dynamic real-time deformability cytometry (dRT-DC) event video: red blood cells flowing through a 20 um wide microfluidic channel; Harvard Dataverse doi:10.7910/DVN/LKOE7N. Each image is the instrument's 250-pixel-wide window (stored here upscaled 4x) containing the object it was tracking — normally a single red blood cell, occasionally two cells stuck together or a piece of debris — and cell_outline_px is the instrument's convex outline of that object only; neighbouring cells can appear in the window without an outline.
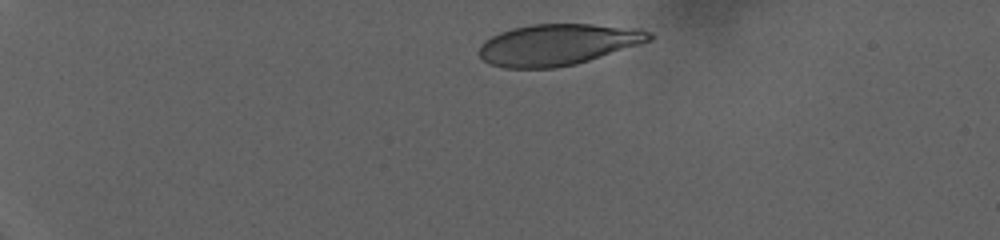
{"species": "human", "species_latin": "Homo sapiens", "temperature_condition": "warm", "stored_images_in_passage": 50, "camera_frame_rate_fps": 3000, "um_per_image_px": 0.085, "donor": {"sex": "female"}, "frame": {"image": 1, "passage_image": 1, "time_ms": 0.0, "image_size_px": [1000, 240], "cell_outline_px": [[652, 40], [640, 44], [576, 64], [556, 68], [504, 68], [488, 64], [480, 56], [480, 48], [484, 40], [500, 32], [512, 28], [532, 24], [592, 24], [640, 28], [652, 32]], "centroid_in_image_um": [47.42, 3.79], "position_along_channel_um": 37.6, "area_um2": 40.98}}
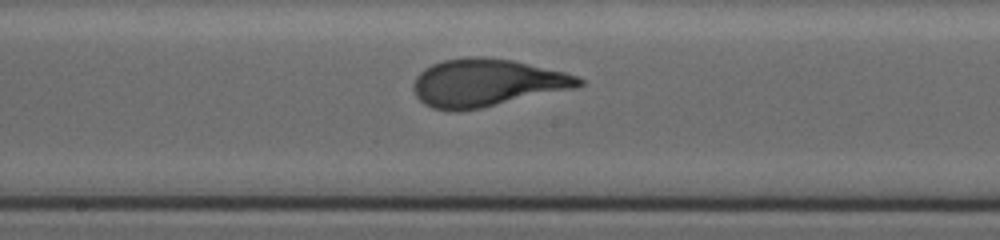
{"frame": {"image": 2, "passage_image": 29, "time_ms": 9.333, "image_size_px": [1000, 240], "cell_outline_px": [[584, 84], [576, 88], [480, 108], [456, 112], [452, 112], [432, 108], [424, 104], [416, 96], [412, 88], [416, 76], [424, 68], [432, 64], [444, 60], [468, 56], [484, 56], [512, 60], [564, 72], [576, 76], [584, 80]], "centroid_in_image_um": [41.34, 7.04], "position_along_channel_um": 206.9, "area_um2": 46.01}}
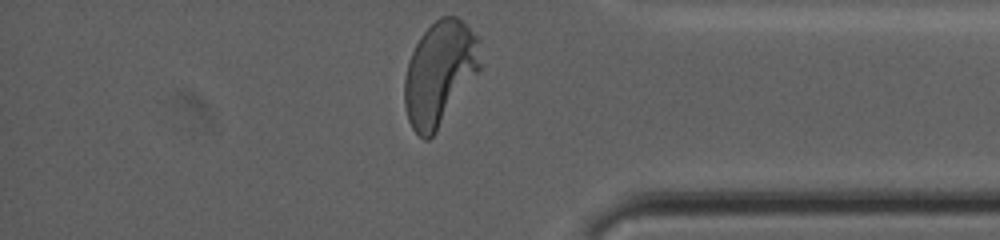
{"frame": {"image": 3, "passage_image": 50, "time_ms": 16.333, "image_size_px": [1000, 240], "cell_outline_px": [[480, 68], [436, 132], [428, 140], [424, 140], [412, 128], [408, 120], [404, 104], [404, 76], [408, 60], [420, 36], [440, 16], [456, 16], [480, 40]], "centroid_in_image_um": [37.34, 6.23], "position_along_channel_um": 397.9, "area_um2": 45.55}}